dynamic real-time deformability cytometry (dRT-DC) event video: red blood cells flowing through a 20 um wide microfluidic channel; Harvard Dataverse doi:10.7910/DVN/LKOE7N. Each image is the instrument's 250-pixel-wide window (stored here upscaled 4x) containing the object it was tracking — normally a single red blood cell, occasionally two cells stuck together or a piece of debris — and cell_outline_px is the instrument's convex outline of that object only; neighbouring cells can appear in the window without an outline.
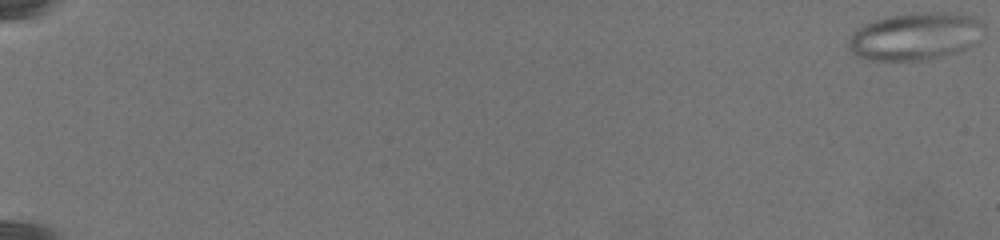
{"species": "common noctule bat (a hibernating species)", "species_latin": "Nyctalus noctula", "temperature_condition": "warm", "stored_images_in_passage": 38, "camera_frame_rate_fps": 3000, "um_per_image_px": 0.085, "animal": {"sex": "female", "body_mass_g": 19.5, "forearm_length_mm": 54.1}, "frame": {"image": 1, "passage_image": 1, "time_ms": 0.0, "image_size_px": [1000, 240], "cell_outline_px": [[984, 28], [972, 44], [964, 48], [940, 56], [920, 60], [868, 60], [856, 56], [848, 44], [848, 40], [852, 32], [856, 28], [864, 24], [888, 16], [912, 12], [944, 12], [972, 16], [980, 20], [984, 24]], "centroid_in_image_um": [77.74, 3.06], "position_along_channel_um": 7.3, "area_um2": 37.05}}
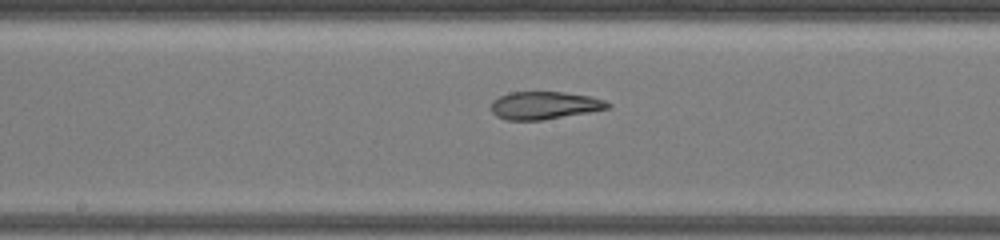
{"frame": {"image": 2, "passage_image": 24, "time_ms": 15.333, "image_size_px": [1000, 240], "cell_outline_px": [[612, 104], [608, 108], [588, 112], [540, 120], [508, 120], [496, 116], [492, 112], [492, 100], [508, 92], [564, 92], [588, 96], [604, 100]], "centroid_in_image_um": [46.25, 8.95], "position_along_channel_um": 202.0, "area_um2": 18.61}}
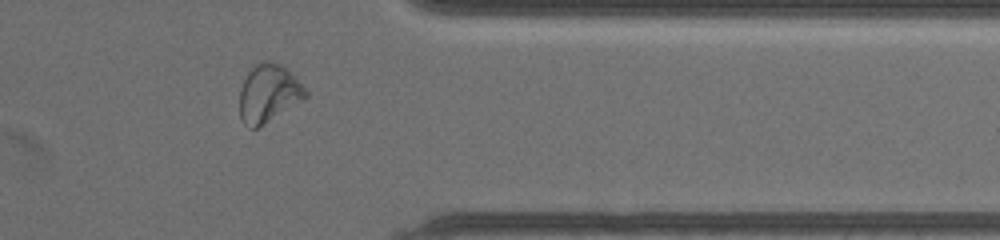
{"frame": {"image": 3, "passage_image": 38, "time_ms": 22.333, "image_size_px": [1000, 240], "cell_outline_px": [[308, 96], [304, 100], [256, 128], [248, 128], [244, 124], [240, 116], [240, 88], [248, 72], [260, 60], [268, 60], [280, 64], [308, 92]], "centroid_in_image_um": [22.8, 7.94], "position_along_channel_um": 388.6, "area_um2": 21.91}}